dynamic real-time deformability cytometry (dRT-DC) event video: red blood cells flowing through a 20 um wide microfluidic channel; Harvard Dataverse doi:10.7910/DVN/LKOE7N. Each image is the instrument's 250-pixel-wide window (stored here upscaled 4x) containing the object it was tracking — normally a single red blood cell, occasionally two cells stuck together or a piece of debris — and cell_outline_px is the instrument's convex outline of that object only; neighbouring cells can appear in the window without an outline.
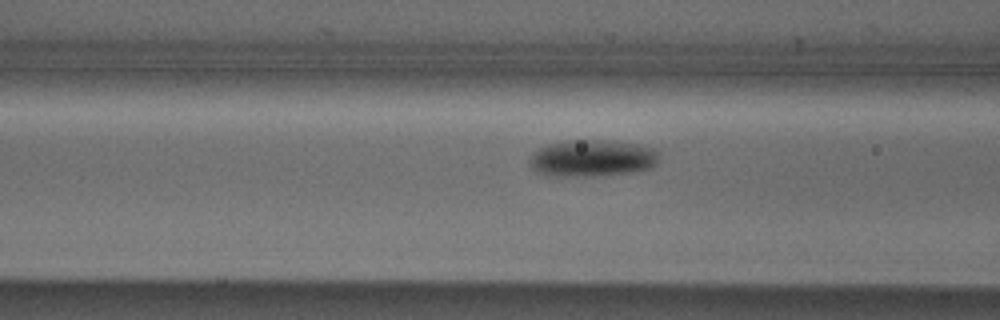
{"species": "Egyptian fruit bat (a non-hibernating species)", "species_latin": "Rousettus aegyptiacus", "temperature_condition": "cold", "stored_images_in_passage": 35, "camera_frame_rate_fps": 3000, "um_per_image_px": 0.085, "animal": {"sex": "male"}, "frame": {"image": 1, "passage_image": 9, "time_ms": 2.667, "image_size_px": [1000, 320], "cell_outline_px": [[660, 156], [656, 164], [652, 168], [632, 172], [560, 176], [536, 172], [532, 168], [528, 160], [540, 148], [548, 144], [564, 140], [604, 140], [636, 144], [652, 148], [660, 152]], "centroid_in_image_um": [50.37, 13.42], "position_along_channel_um": 116.2, "area_um2": 27.28}}
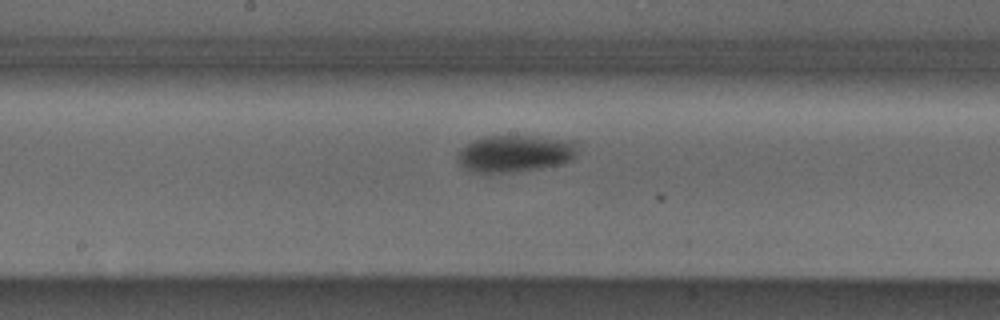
{"frame": {"image": 2, "passage_image": 16, "time_ms": 5.0, "image_size_px": [1000, 320], "cell_outline_px": [[580, 144], [576, 156], [572, 160], [564, 164], [540, 168], [512, 172], [468, 172], [456, 160], [456, 152], [460, 148], [472, 140], [484, 136], [536, 136], [580, 140]], "centroid_in_image_um": [43.83, 13.03], "position_along_channel_um": 204.4, "area_um2": 26.76}}
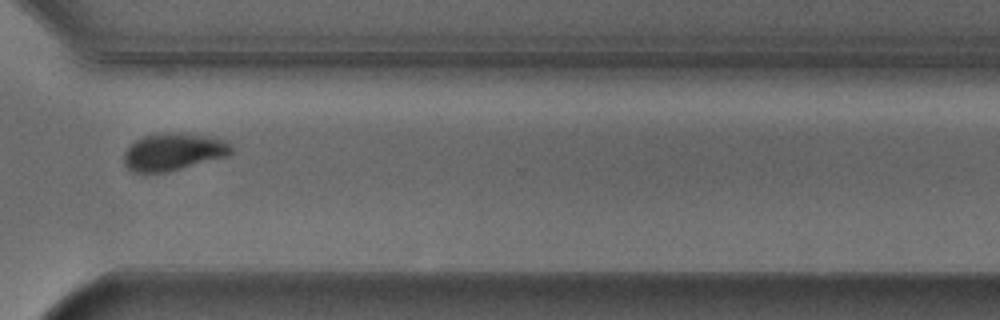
{"frame": {"image": 3, "passage_image": 28, "time_ms": 9.0, "image_size_px": [1000, 320], "cell_outline_px": [[232, 152], [228, 156], [168, 172], [132, 172], [124, 164], [124, 152], [136, 140], [144, 136], [160, 132], [184, 132], [216, 136], [228, 140], [232, 144]], "centroid_in_image_um": [14.81, 12.87], "position_along_channel_um": 355.8, "area_um2": 23.93}, "authors_computed_cell_mechanics": {"area_um2": 26.6458, "velocity_mm_per_s": 3.7891, "shape_relaxation_time_tau1_ms": 2.5998, "shape_relaxation_time_tau2_ms": null, "deformation_change_tau1": 0.1069, "deformation_change_tau2": null}}